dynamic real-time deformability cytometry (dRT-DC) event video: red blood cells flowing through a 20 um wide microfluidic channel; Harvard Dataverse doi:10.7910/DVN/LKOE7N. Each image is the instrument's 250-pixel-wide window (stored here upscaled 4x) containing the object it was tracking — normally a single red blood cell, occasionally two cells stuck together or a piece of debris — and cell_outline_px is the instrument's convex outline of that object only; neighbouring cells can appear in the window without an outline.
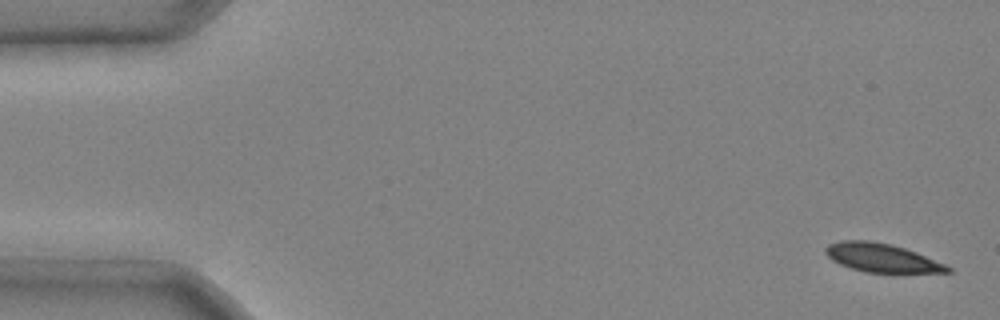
{"species": "common noctule bat (a hibernating species)", "species_latin": "Nyctalus noctula", "temperature_condition": "cold", "stored_images_in_passage": 6, "camera_frame_rate_fps": 3000, "um_per_image_px": 0.085, "animal": {"sex": "male", "body_mass_g": 20.4}, "frame": {"image": 1, "passage_image": 1, "time_ms": 0.0, "image_size_px": [1000, 320], "cell_outline_px": [[952, 272], [868, 272], [852, 268], [840, 264], [832, 260], [824, 252], [824, 248], [828, 244], [840, 240], [868, 240], [888, 244], [904, 248], [916, 252], [944, 264], [952, 268]], "centroid_in_image_um": [74.9, 21.9], "position_along_channel_um": 10.1, "area_um2": 20.0}}
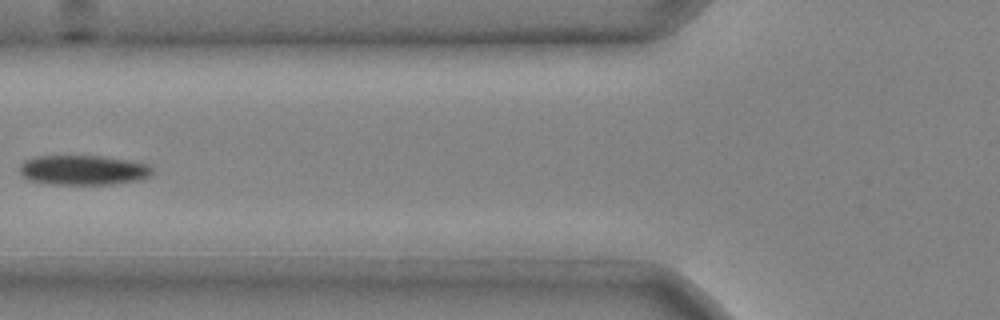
{"frame": {"image": 2, "passage_image": 5, "time_ms": 1.333, "image_size_px": [1000, 320], "cell_outline_px": [[152, 176], [140, 180], [112, 184], [48, 184], [28, 180], [20, 172], [20, 164], [24, 160], [36, 156], [104, 156], [128, 160], [148, 164], [152, 168]], "centroid_in_image_um": [7.09, 14.46], "position_along_channel_um": 118.7, "area_um2": 23.18}}
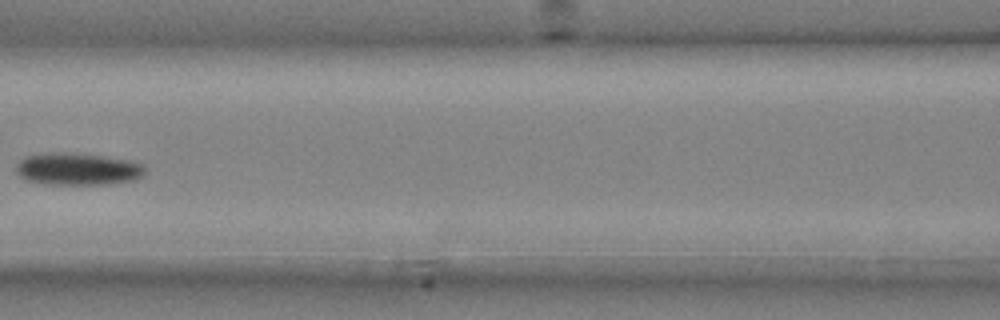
{"frame": {"image": 3, "passage_image": 6, "time_ms": 1.667, "image_size_px": [1000, 320], "cell_outline_px": [[144, 176], [136, 180], [112, 184], [44, 184], [24, 180], [16, 172], [16, 164], [24, 156], [44, 152], [64, 152], [100, 156], [132, 160], [144, 164]], "centroid_in_image_um": [6.59, 14.37], "position_along_channel_um": 160.0, "area_um2": 24.62}}